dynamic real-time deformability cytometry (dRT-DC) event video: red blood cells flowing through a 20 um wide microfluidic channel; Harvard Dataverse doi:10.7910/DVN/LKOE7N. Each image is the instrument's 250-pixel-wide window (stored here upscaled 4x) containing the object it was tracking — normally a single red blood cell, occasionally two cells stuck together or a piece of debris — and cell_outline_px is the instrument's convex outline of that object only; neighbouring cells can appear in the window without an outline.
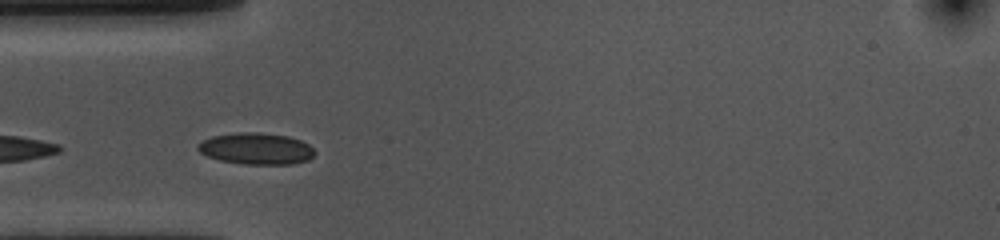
{"species": "common noctule bat (a hibernating species)", "species_latin": "Nyctalus noctula", "temperature_condition": "cold", "stored_images_in_passage": 17, "camera_frame_rate_fps": 3000, "um_per_image_px": 0.085, "animal": {"sex": "female", "body_mass_g": 10.0, "forearm_length_mm": 53.1}, "frame": {"image": 1, "passage_image": 1, "time_ms": 0.0, "image_size_px": [1000, 240], "cell_outline_px": [[316, 152], [308, 160], [292, 164], [244, 164], [220, 160], [208, 156], [200, 152], [196, 148], [204, 140], [212, 136], [236, 132], [260, 132], [288, 136], [300, 140], [308, 144]], "centroid_in_image_um": [21.79, 12.63], "position_along_channel_um": 63.2, "area_um2": 21.39}}